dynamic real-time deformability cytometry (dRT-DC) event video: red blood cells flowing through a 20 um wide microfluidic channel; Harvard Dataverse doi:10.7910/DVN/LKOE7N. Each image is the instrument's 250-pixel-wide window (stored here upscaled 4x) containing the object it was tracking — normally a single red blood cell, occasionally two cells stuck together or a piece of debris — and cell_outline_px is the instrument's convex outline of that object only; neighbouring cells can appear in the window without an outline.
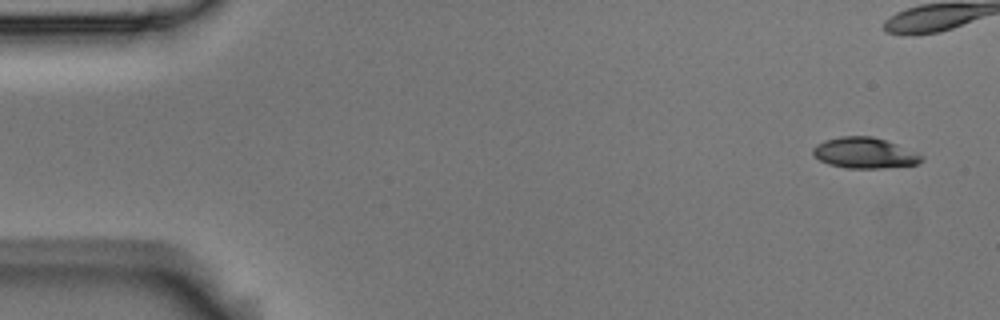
{"species": "Egyptian fruit bat (a non-hibernating species)", "species_latin": "Rousettus aegyptiacus", "temperature_condition": "room temperature", "stored_images_in_passage": 5, "camera_frame_rate_fps": 3000, "um_per_image_px": 0.085, "animal": {"sex": "male"}, "frame": {"image": 1, "passage_image": 1, "time_ms": 0.0, "image_size_px": [1000, 320], "cell_outline_px": [[924, 160], [916, 164], [880, 168], [848, 168], [828, 164], [820, 160], [812, 152], [812, 148], [816, 144], [824, 140], [840, 136], [872, 136], [896, 144], [924, 156]], "centroid_in_image_um": [73.46, 12.99], "position_along_channel_um": 11.5, "area_um2": 19.31}}